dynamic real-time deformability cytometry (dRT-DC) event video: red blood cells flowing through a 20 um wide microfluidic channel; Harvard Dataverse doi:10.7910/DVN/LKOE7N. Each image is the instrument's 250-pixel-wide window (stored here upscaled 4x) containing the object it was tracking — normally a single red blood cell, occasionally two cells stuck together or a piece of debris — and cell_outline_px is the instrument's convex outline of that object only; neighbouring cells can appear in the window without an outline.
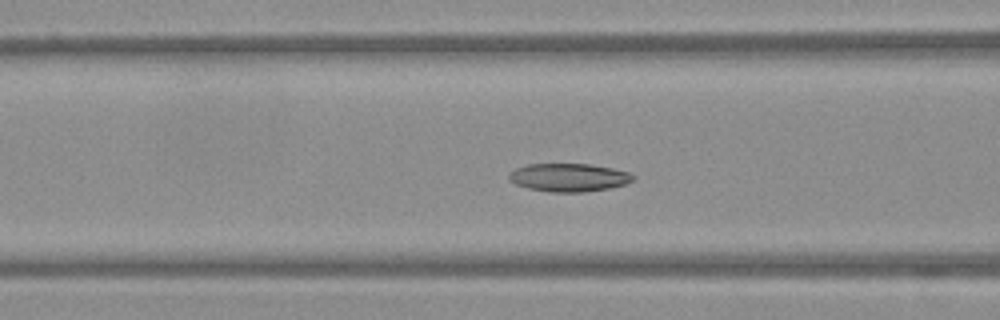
{"species": "Egyptian fruit bat (a non-hibernating species)", "species_latin": "Rousettus aegyptiacus", "temperature_condition": "warm", "stored_images_in_passage": 50, "camera_frame_rate_fps": 3000, "um_per_image_px": 0.085, "frame": {"image": 1, "passage_image": 17, "time_ms": 5.333, "image_size_px": [1000, 320], "cell_outline_px": [[636, 176], [632, 180], [624, 184], [608, 188], [584, 192], [552, 192], [528, 188], [516, 184], [508, 180], [508, 176], [516, 168], [528, 164], [588, 164], [612, 168], [628, 172]], "centroid_in_image_um": [48.34, 15.08], "position_along_channel_um": 118.3, "area_um2": 20.17}}
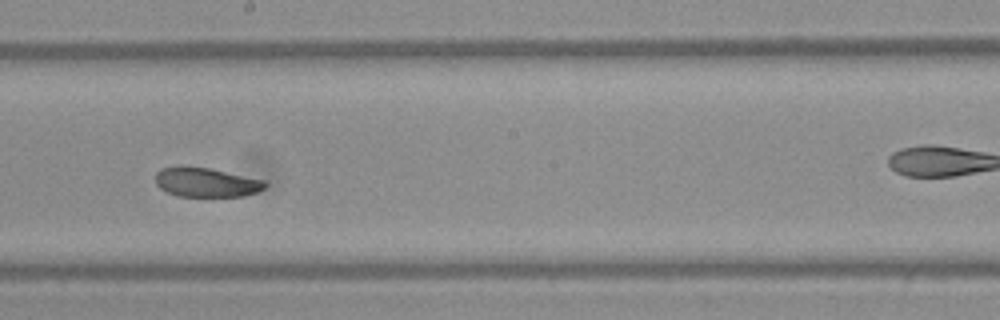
{"frame": {"image": 2, "passage_image": 26, "time_ms": 8.333, "image_size_px": [1000, 320], "cell_outline_px": [[268, 184], [264, 188], [256, 192], [244, 196], [176, 196], [160, 188], [156, 184], [156, 172], [160, 168], [208, 168], [264, 180]], "centroid_in_image_um": [17.54, 15.52], "position_along_channel_um": 230.7, "area_um2": 18.21}}
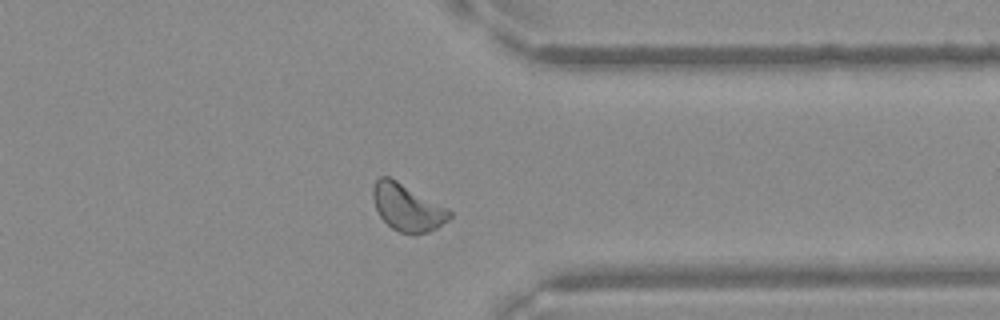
{"frame": {"image": 3, "passage_image": 38, "time_ms": 12.333, "image_size_px": [1000, 320], "cell_outline_px": [[452, 216], [448, 220], [436, 228], [428, 232], [416, 236], [412, 236], [400, 232], [392, 228], [380, 216], [376, 208], [372, 196], [372, 188], [376, 180], [380, 176], [388, 176], [396, 180], [448, 208], [452, 212]], "centroid_in_image_um": [34.63, 17.66], "position_along_channel_um": 376.8, "area_um2": 21.04}}